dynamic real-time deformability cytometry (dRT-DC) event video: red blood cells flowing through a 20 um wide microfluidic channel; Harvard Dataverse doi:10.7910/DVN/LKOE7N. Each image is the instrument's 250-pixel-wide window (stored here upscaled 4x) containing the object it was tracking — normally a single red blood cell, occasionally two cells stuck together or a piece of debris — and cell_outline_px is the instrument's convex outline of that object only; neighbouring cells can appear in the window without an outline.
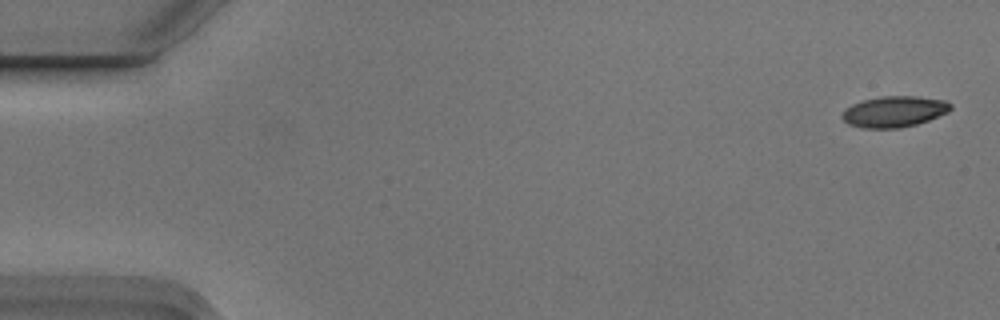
{"species": "Egyptian fruit bat (a non-hibernating species)", "species_latin": "Rousettus aegyptiacus", "temperature_condition": "cold", "stored_images_in_passage": 7, "camera_frame_rate_fps": 3000, "um_per_image_px": 0.085, "animal": {"sex": "male"}, "frame": {"image": 1, "passage_image": 1, "time_ms": 0.0, "image_size_px": [1000, 320], "cell_outline_px": [[952, 108], [948, 112], [928, 120], [916, 124], [900, 128], [860, 128], [848, 124], [840, 116], [844, 108], [852, 104], [864, 100], [880, 96], [920, 96], [944, 100], [952, 104]], "centroid_in_image_um": [75.98, 9.48], "position_along_channel_um": 9.0, "area_um2": 19.77}}
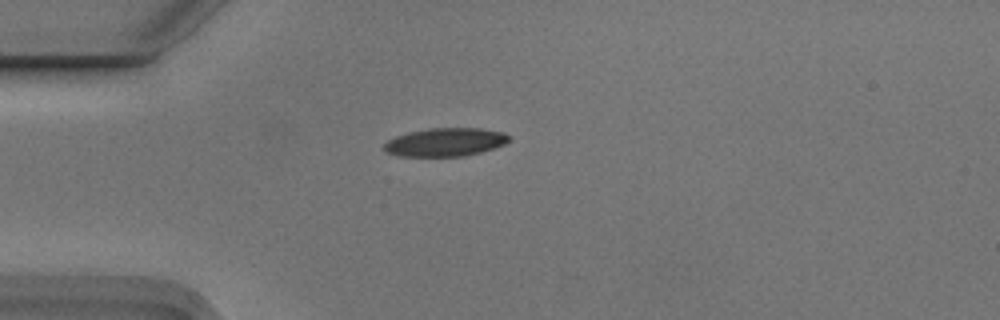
{"frame": {"image": 2, "passage_image": 4, "time_ms": 1.0, "image_size_px": [1000, 320], "cell_outline_px": [[508, 140], [504, 144], [480, 152], [464, 156], [396, 156], [384, 152], [384, 144], [388, 140], [396, 136], [408, 132], [432, 128], [480, 128], [504, 132], [508, 136]], "centroid_in_image_um": [37.8, 12.08], "position_along_channel_um": 47.2, "area_um2": 20.52}}
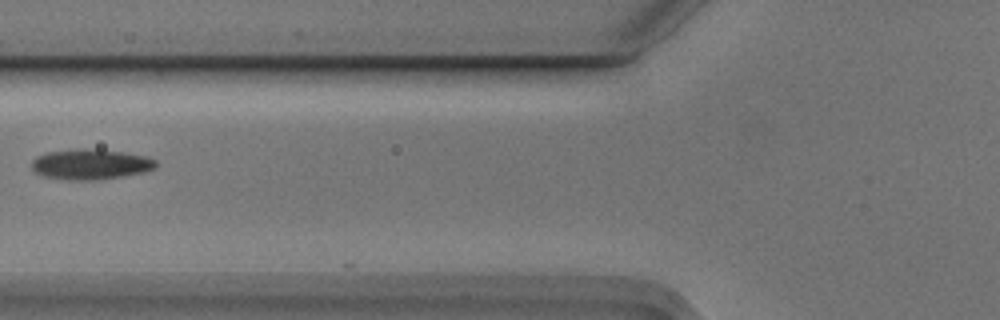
{"frame": {"image": 3, "passage_image": 6, "time_ms": 1.667, "image_size_px": [1000, 320], "cell_outline_px": [[156, 168], [144, 172], [96, 180], [68, 180], [44, 176], [36, 172], [32, 168], [32, 160], [36, 156], [48, 152], [76, 148], [84, 148], [124, 152], [144, 156], [156, 160]], "centroid_in_image_um": [7.68, 13.96], "position_along_channel_um": 118.1, "area_um2": 21.91}}